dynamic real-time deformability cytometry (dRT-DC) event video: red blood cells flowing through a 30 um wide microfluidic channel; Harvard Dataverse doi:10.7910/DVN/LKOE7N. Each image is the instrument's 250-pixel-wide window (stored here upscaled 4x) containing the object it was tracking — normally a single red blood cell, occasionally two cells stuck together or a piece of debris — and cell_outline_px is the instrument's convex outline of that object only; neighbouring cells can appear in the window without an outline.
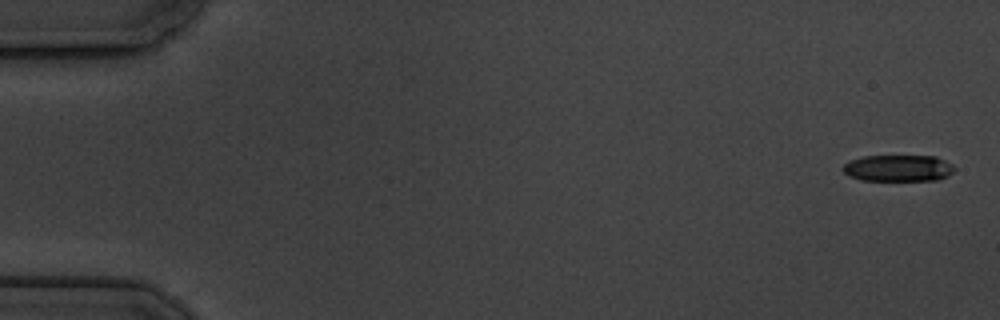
{"species": "common noctule bat (a hibernating species)", "species_latin": "Nyctalus noctula", "temperature_condition": "cold", "stored_images_in_passage": 11, "camera_frame_rate_fps": 3000, "um_per_image_px": 0.085, "animal": {"sex": "male", "body_mass_g": 19.5, "forearm_length_mm": 54.6}, "frame": {"image": 1, "passage_image": 1, "time_ms": 0.0, "image_size_px": [1000, 320], "cell_outline_px": [[956, 168], [948, 176], [940, 180], [860, 180], [848, 176], [840, 168], [844, 164], [852, 160], [864, 156], [936, 156], [952, 164]], "centroid_in_image_um": [76.35, 14.3], "position_along_channel_um": 8.6, "area_um2": 17.34}}
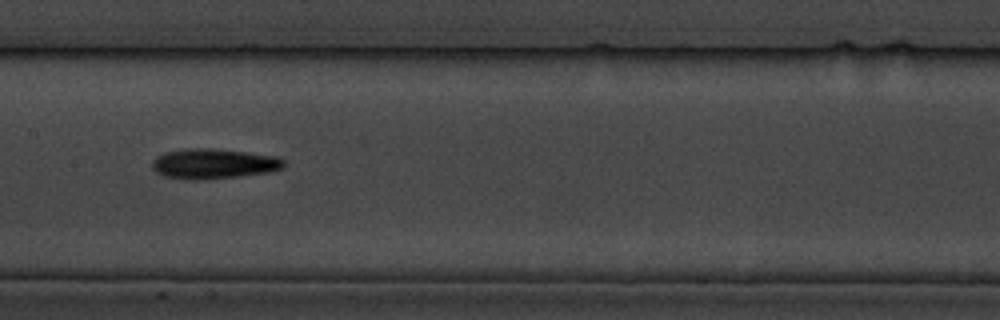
{"frame": {"image": 2, "passage_image": 8, "time_ms": 9.333, "image_size_px": [1000, 320], "cell_outline_px": [[284, 168], [272, 172], [240, 176], [204, 180], [192, 180], [164, 176], [156, 172], [152, 168], [152, 160], [156, 156], [164, 152], [184, 148], [212, 148], [276, 156], [284, 160]], "centroid_in_image_um": [18.14, 13.92], "position_along_channel_um": 189.3, "area_um2": 23.35}}
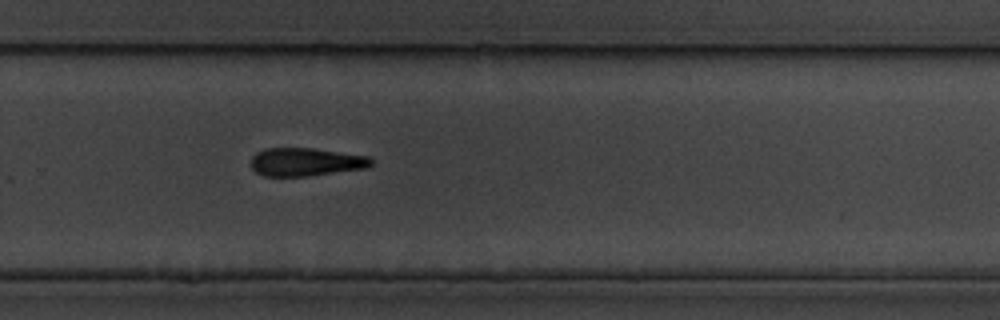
{"frame": {"image": 3, "passage_image": 11, "time_ms": 12.667, "image_size_px": [1000, 320], "cell_outline_px": [[372, 164], [368, 168], [308, 176], [264, 176], [256, 172], [252, 168], [252, 156], [256, 152], [264, 148], [312, 148], [372, 156]], "centroid_in_image_um": [26.03, 13.76], "position_along_channel_um": 303.8, "area_um2": 19.94}}